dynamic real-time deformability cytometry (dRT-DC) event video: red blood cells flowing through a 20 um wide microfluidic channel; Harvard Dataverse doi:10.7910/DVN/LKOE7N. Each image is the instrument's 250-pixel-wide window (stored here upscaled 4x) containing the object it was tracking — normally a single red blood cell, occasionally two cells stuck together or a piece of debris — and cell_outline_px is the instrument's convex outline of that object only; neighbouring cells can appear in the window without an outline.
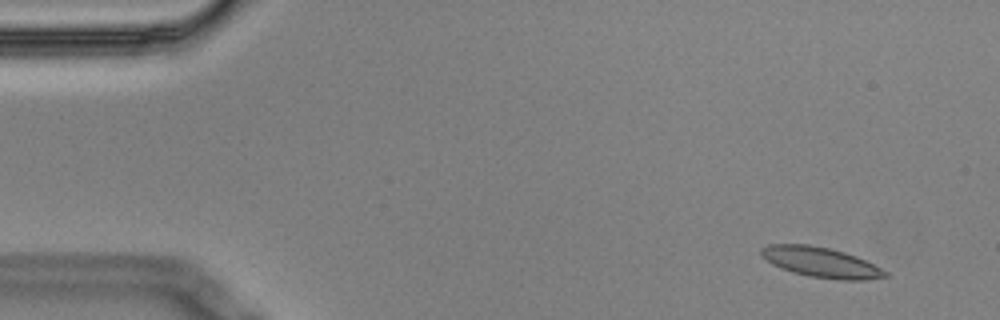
{"species": "Egyptian fruit bat (a non-hibernating species)", "species_latin": "Rousettus aegyptiacus", "temperature_condition": "cold", "stored_images_in_passage": 5, "camera_frame_rate_fps": 3000, "um_per_image_px": 0.085, "animal": {"sex": "male"}, "frame": {"image": 1, "passage_image": 1, "time_ms": 0.0, "image_size_px": [1000, 320], "cell_outline_px": [[888, 276], [864, 280], [836, 280], [808, 276], [792, 272], [780, 268], [772, 264], [760, 256], [760, 248], [768, 244], [808, 244], [828, 248], [844, 252], [856, 256], [888, 272]], "centroid_in_image_um": [69.72, 22.29], "position_along_channel_um": 15.3, "area_um2": 21.85}}
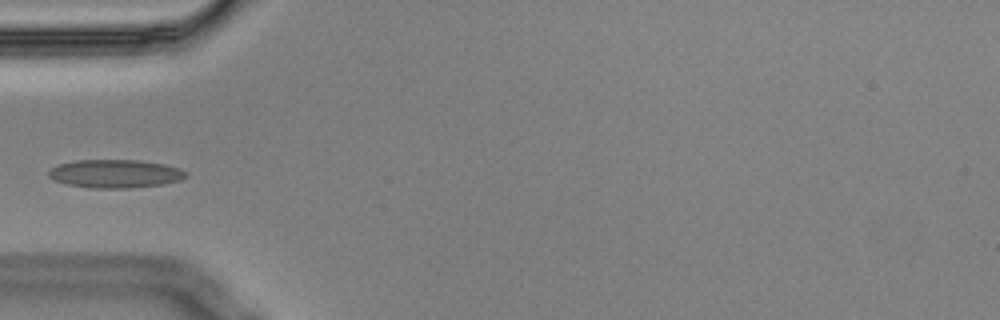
{"frame": {"image": 2, "passage_image": 5, "time_ms": 1.333, "image_size_px": [1000, 320], "cell_outline_px": [[188, 176], [180, 180], [164, 184], [128, 188], [88, 188], [68, 184], [52, 180], [48, 176], [48, 172], [52, 168], [60, 164], [76, 160], [140, 160], [164, 164], [180, 168], [188, 172]], "centroid_in_image_um": [9.82, 14.76], "position_along_channel_um": 75.2, "area_um2": 22.77}}